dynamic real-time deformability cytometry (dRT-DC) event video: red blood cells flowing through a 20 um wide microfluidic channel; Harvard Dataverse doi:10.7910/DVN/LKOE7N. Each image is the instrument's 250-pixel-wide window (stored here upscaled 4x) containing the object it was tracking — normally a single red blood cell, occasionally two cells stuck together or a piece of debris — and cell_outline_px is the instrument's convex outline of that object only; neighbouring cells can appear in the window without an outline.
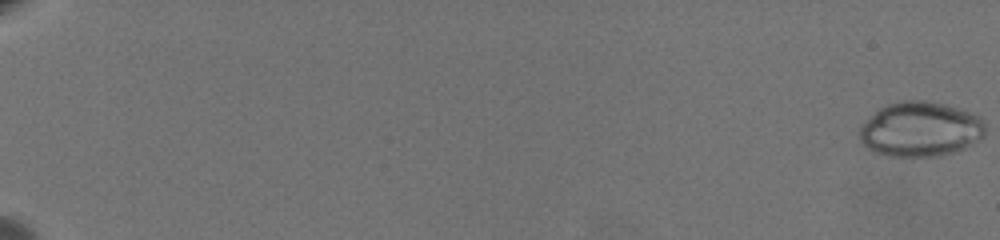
{"species": "common noctule bat (a hibernating species)", "species_latin": "Nyctalus noctula", "temperature_condition": "warm", "stored_images_in_passage": 65, "camera_frame_rate_fps": 3000, "um_per_image_px": 0.085, "animal": {"sex": "female", "body_mass_g": 19.5, "forearm_length_mm": 54.1}, "frame": {"image": 1, "passage_image": 1, "time_ms": 0.0, "image_size_px": [1000, 240], "cell_outline_px": [[984, 136], [980, 140], [964, 148], [940, 156], [892, 156], [876, 152], [868, 148], [860, 140], [860, 128], [880, 108], [888, 104], [900, 100], [924, 100], [944, 104], [980, 116], [984, 120]], "centroid_in_image_um": [78.27, 10.98], "position_along_channel_um": 6.7, "area_um2": 39.77}}
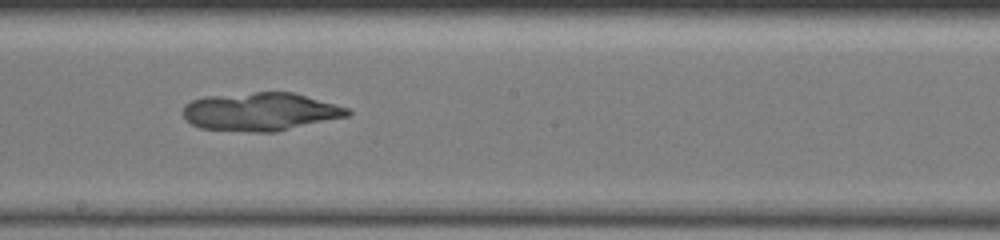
{"frame": {"image": 2, "passage_image": 41, "time_ms": 13.333, "image_size_px": [1000, 240], "cell_outline_px": [[352, 112], [348, 116], [276, 132], [252, 132], [200, 128], [192, 124], [184, 116], [184, 104], [192, 100], [204, 96], [256, 92], [292, 92], [348, 108]], "centroid_in_image_um": [22.13, 9.49], "position_along_channel_um": 226.1, "area_um2": 36.47}}
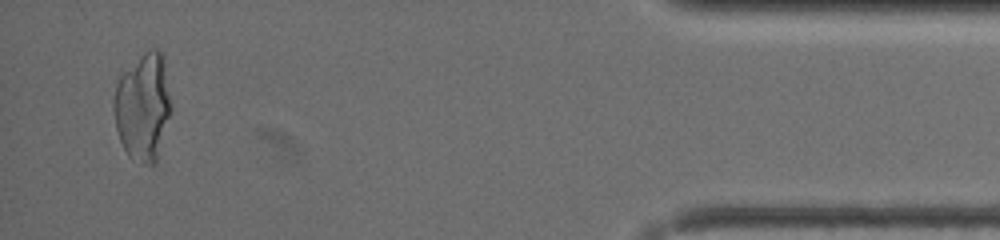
{"frame": {"image": 3, "passage_image": 63, "time_ms": 20.667, "image_size_px": [1000, 240], "cell_outline_px": [[172, 108], [156, 164], [140, 164], [132, 160], [128, 156], [120, 140], [116, 128], [112, 108], [112, 100], [116, 84], [120, 76], [148, 48], [156, 48], [164, 56]], "centroid_in_image_um": [12.15, 9.1], "position_along_channel_um": 423.0, "area_um2": 36.41}}